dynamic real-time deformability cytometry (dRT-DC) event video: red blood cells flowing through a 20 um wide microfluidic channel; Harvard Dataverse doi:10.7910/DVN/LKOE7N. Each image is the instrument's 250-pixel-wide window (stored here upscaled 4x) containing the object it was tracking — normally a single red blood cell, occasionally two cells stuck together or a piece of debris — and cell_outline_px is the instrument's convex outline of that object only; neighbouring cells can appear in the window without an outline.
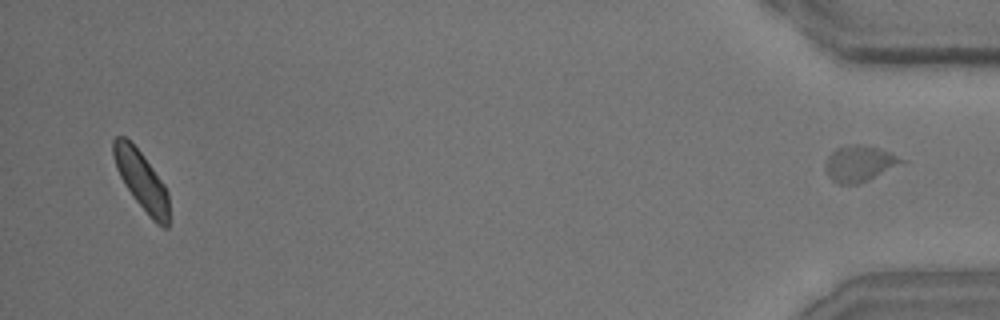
{"species": "common noctule bat (a hibernating species)", "species_latin": "Nyctalus noctula", "temperature_condition": "room temperature", "stored_images_in_passage": 42, "segment_of_instrument_passage": [2, 2], "camera_frame_rate_fps": 3000, "um_per_image_px": 0.085, "animal": {"sex": "male", "body_mass_g": 15.6}, "frame": {"image": 1, "passage_image": 42, "time_ms": 13.667, "image_size_px": [1000, 320], "cell_outline_px": [[908, 160], [868, 180], [856, 184], [840, 184], [832, 180], [828, 176], [824, 168], [824, 160], [836, 148], [852, 144], [860, 144], [876, 148], [888, 152]], "centroid_in_image_um": [73.0, 13.9], "position_along_channel_um": 362.2, "area_um2": 15.84}}